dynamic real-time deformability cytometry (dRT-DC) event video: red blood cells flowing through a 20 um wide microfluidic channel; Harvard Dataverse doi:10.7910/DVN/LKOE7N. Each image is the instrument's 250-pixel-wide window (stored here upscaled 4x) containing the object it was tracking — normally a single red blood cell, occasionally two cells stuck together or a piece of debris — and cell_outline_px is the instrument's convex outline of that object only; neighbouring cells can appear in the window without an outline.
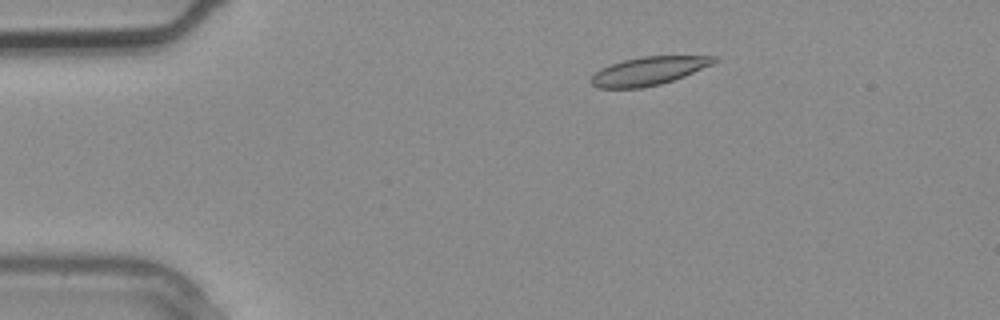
{"species": "common noctule bat (a hibernating species)", "species_latin": "Nyctalus noctula", "temperature_condition": "warm", "stored_images_in_passage": 2, "camera_frame_rate_fps": 3000, "um_per_image_px": 0.085, "animal": {"sex": "male", "body_mass_g": 20.4}, "frame": {"image": 1, "passage_image": 2, "time_ms": 0.333, "image_size_px": [1000, 320], "cell_outline_px": [[720, 60], [712, 64], [684, 76], [660, 84], [640, 88], [596, 88], [588, 80], [600, 68], [624, 60], [640, 56], [716, 56]], "centroid_in_image_um": [55.11, 6.03], "position_along_channel_um": 29.9, "area_um2": 20.23}}